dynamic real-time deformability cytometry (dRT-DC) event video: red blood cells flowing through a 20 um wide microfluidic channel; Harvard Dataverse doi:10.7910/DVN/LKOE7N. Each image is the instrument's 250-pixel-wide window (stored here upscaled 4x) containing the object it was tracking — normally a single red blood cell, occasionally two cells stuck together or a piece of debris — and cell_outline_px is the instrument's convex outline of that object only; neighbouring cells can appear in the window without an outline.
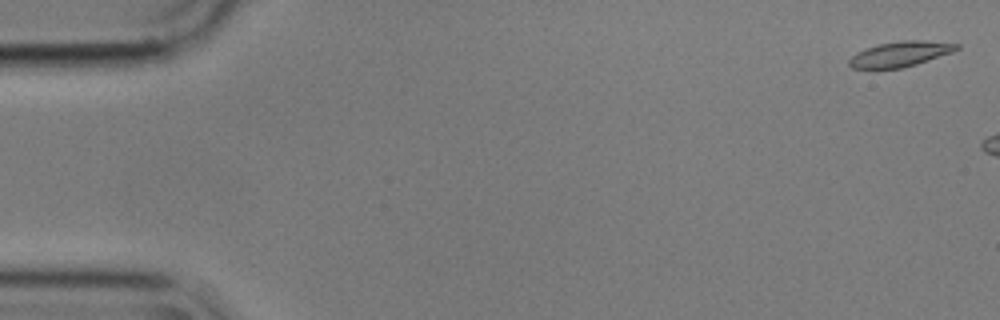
{"species": "common noctule bat (a hibernating species)", "species_latin": "Nyctalus noctula", "temperature_condition": "cold", "stored_images_in_passage": 3, "camera_frame_rate_fps": 3000, "um_per_image_px": 0.085, "animal": {"sex": "male", "body_mass_g": 17.9}, "frame": {"image": 1, "passage_image": 1, "time_ms": 0.0, "image_size_px": [1000, 320], "cell_outline_px": [[960, 48], [952, 52], [904, 68], [852, 68], [848, 64], [848, 60], [856, 52], [864, 48], [880, 44], [904, 40], [924, 40], [960, 44]], "centroid_in_image_um": [76.51, 4.59], "position_along_channel_um": 8.5, "area_um2": 15.72}}